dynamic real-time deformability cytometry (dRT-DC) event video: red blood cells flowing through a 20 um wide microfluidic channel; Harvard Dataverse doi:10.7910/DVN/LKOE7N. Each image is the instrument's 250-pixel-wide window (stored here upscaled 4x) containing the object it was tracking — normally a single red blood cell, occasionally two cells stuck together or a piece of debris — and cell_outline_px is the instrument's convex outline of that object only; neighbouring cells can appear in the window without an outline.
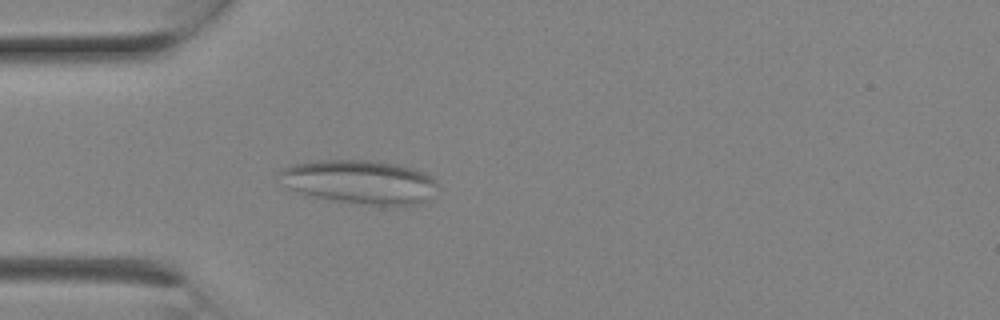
{"species": "Egyptian fruit bat (a non-hibernating species)", "species_latin": "Rousettus aegyptiacus", "temperature_condition": "room temperature", "stored_images_in_passage": 2, "camera_frame_rate_fps": 3000, "um_per_image_px": 0.085, "animal": {"sex": "female"}, "frame": {"image": 1, "passage_image": 2, "time_ms": 0.333, "image_size_px": [1000, 320], "cell_outline_px": [[436, 184], [424, 204], [364, 204], [316, 196], [288, 188], [280, 172], [284, 168], [292, 164], [316, 160], [368, 160], [396, 164], [412, 168], [424, 172], [432, 176], [436, 180]], "centroid_in_image_um": [30.62, 15.43], "position_along_channel_um": 54.4, "area_um2": 39.25}}